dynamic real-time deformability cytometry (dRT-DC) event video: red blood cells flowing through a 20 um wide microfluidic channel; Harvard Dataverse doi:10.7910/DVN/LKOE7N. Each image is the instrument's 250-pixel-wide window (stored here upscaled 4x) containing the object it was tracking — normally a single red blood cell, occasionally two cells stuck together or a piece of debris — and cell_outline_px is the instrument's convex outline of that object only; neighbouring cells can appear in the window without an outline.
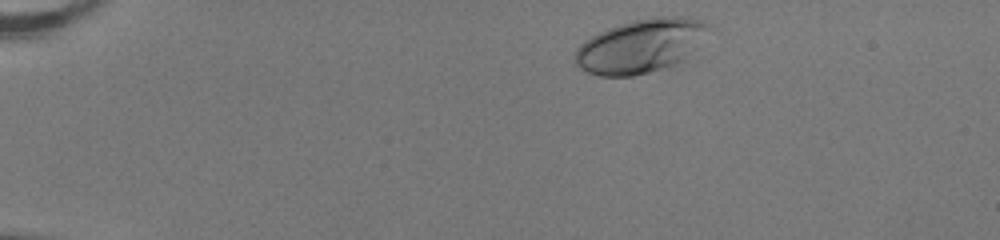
{"species": "human", "species_latin": "Homo sapiens", "temperature_condition": "room temperature", "stored_images_in_passage": 44, "camera_frame_rate_fps": 3000, "um_per_image_px": 0.085, "donor": {"sex": "female"}, "frame": {"image": 1, "passage_image": 2, "time_ms": 0.333, "image_size_px": [1000, 240], "cell_outline_px": [[720, 32], [688, 60], [680, 64], [632, 76], [600, 76], [588, 72], [580, 68], [576, 64], [576, 48], [584, 40], [608, 28], [632, 20], [660, 16], [684, 16], [700, 20], [712, 24]], "centroid_in_image_um": [54.72, 3.88], "position_along_channel_um": 30.3, "area_um2": 43.81}}
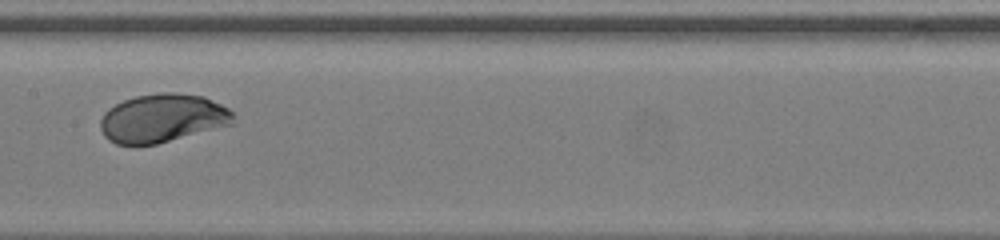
{"frame": {"image": 2, "passage_image": 21, "time_ms": 6.667, "image_size_px": [1000, 240], "cell_outline_px": [[236, 116], [232, 124], [156, 144], [136, 148], [116, 144], [108, 140], [104, 136], [100, 128], [100, 120], [104, 112], [108, 108], [124, 100], [136, 96], [160, 92], [176, 92], [204, 96], [228, 108]], "centroid_in_image_um": [13.77, 10.07], "position_along_channel_um": 193.6, "area_um2": 38.09}}
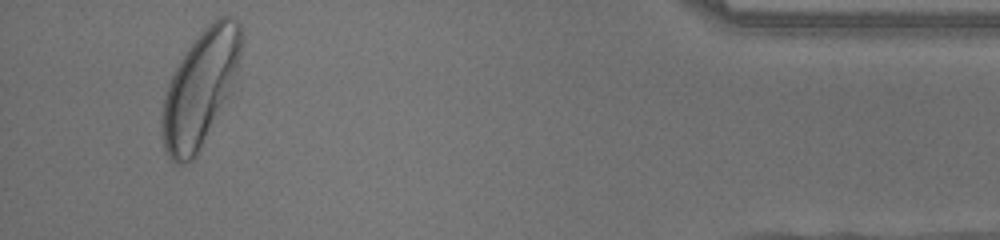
{"frame": {"image": 3, "passage_image": 42, "time_ms": 13.667, "image_size_px": [1000, 240], "cell_outline_px": [[244, 40], [232, 92], [192, 160], [184, 164], [176, 164], [164, 152], [160, 128], [164, 96], [168, 84], [180, 60], [188, 48], [200, 32], [208, 24], [220, 16], [228, 16], [236, 20], [240, 24], [244, 36]], "centroid_in_image_um": [17.03, 7.49], "position_along_channel_um": 418.2, "area_um2": 53.23}, "authors_computed_cell_mechanics": {"area_um2": 38.3214, "velocity_mm_per_s": 3.9889, "shape_relaxation_time_tau1_ms": 1.5872, "shape_relaxation_time_tau2_ms": null, "deformation_change_tau1": 0.1283, "deformation_change_tau2": null}}